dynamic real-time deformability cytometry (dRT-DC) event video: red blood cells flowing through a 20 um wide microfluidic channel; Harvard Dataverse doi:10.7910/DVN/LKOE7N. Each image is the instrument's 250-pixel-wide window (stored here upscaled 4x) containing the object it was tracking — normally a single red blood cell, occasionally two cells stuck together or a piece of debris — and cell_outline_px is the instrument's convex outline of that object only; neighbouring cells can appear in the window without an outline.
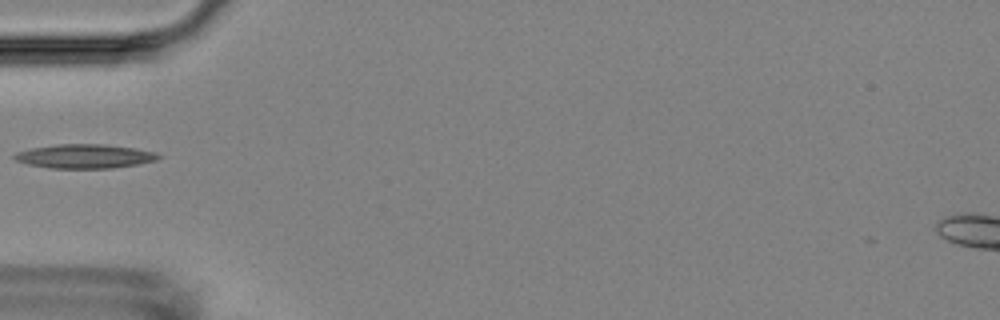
{"species": "Egyptian fruit bat (a non-hibernating species)", "species_latin": "Rousettus aegyptiacus", "temperature_condition": "room temperature", "stored_images_in_passage": 2, "camera_frame_rate_fps": 3000, "um_per_image_px": 0.085, "animal": {"sex": "female"}, "frame": {"image": 1, "passage_image": 2, "time_ms": 1.333, "image_size_px": [1000, 320], "cell_outline_px": [[164, 156], [156, 160], [140, 164], [112, 168], [48, 168], [28, 164], [16, 160], [12, 156], [16, 152], [32, 148], [56, 144], [104, 144], [132, 148], [156, 152]], "centroid_in_image_um": [7.22, 13.28], "position_along_channel_um": 77.8, "area_um2": 20.23}}